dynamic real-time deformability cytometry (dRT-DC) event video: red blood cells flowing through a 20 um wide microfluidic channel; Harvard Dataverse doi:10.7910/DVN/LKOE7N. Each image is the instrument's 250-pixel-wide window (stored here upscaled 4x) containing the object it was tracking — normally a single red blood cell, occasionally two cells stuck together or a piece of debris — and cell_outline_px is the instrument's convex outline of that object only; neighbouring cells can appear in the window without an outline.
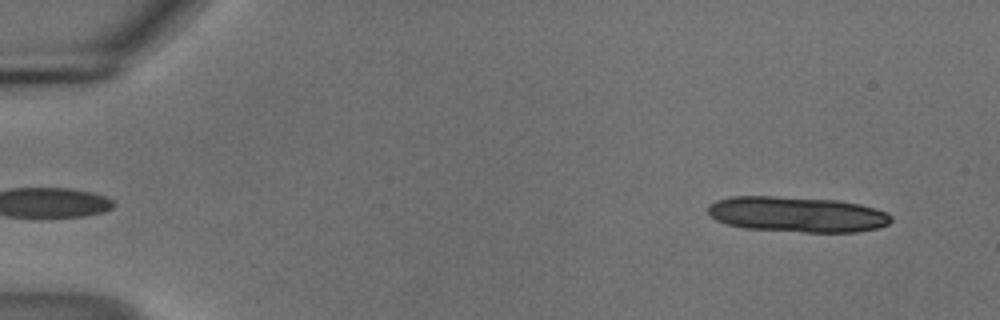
{"species": "common noctule bat (a hibernating species)", "species_latin": "Nyctalus noctula", "temperature_condition": "cold", "stored_images_in_passage": 14, "camera_frame_rate_fps": 3000, "um_per_image_px": 0.085, "animal": {"sex": "male", "body_mass_g": 18.8}, "frame": {"image": 1, "passage_image": 3, "time_ms": 0.667, "image_size_px": [1000, 320], "cell_outline_px": [[892, 220], [888, 224], [880, 228], [856, 232], [804, 232], [744, 228], [728, 224], [716, 220], [708, 216], [708, 204], [716, 200], [732, 196], [776, 196], [840, 200], [860, 204], [876, 208], [888, 212], [892, 216]], "centroid_in_image_um": [67.77, 18.21], "position_along_channel_um": 17.2, "area_um2": 38.38}}